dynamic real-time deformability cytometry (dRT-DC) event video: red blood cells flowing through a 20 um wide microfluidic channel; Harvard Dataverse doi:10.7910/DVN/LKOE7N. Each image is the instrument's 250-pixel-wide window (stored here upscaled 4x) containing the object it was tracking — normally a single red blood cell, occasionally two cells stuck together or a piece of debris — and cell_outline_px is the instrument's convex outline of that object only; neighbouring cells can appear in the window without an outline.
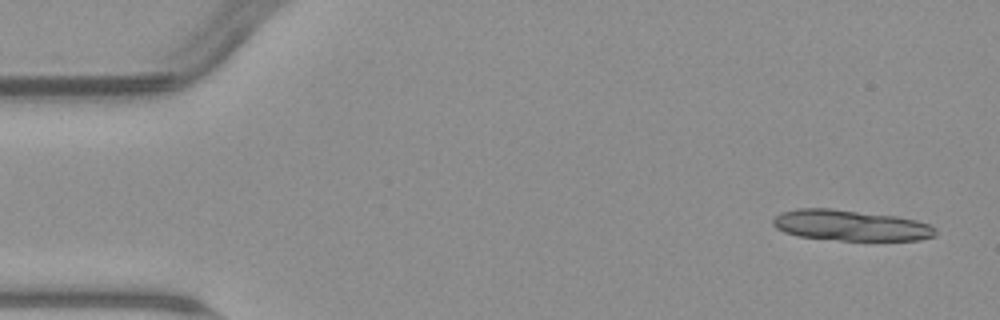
{"species": "common noctule bat (a hibernating species)", "species_latin": "Nyctalus noctula", "temperature_condition": "warm", "stored_images_in_passage": 5, "camera_frame_rate_fps": 3000, "um_per_image_px": 0.085, "animal": {"sex": "male", "body_mass_g": 23.1, "forearm_length_mm": 52.7}, "frame": {"image": 1, "passage_image": 1, "time_ms": 0.0, "image_size_px": [1000, 320], "cell_outline_px": [[936, 236], [920, 240], [840, 240], [800, 236], [784, 232], [776, 228], [772, 224], [772, 220], [780, 212], [796, 208], [832, 208], [896, 216], [916, 220], [928, 224], [936, 228]], "centroid_in_image_um": [72.29, 19.15], "position_along_channel_um": 12.7, "area_um2": 29.19}}